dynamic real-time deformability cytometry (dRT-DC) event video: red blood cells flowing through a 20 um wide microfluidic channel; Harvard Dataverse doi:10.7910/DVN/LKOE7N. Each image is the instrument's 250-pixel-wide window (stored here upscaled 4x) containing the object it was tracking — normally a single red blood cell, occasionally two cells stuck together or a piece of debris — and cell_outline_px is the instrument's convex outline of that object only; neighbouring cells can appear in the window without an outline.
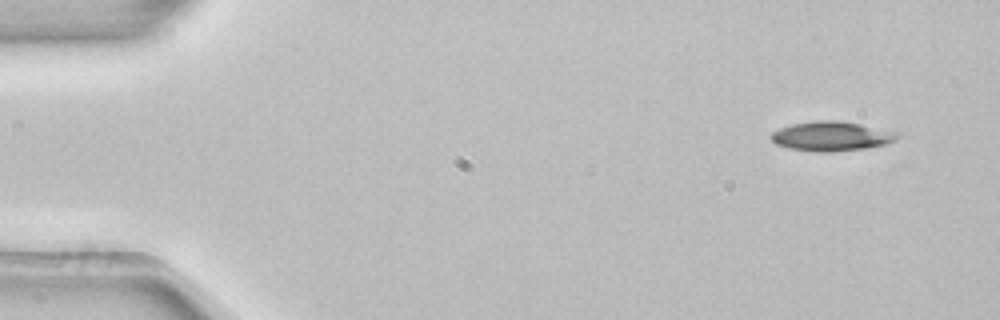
{"species": "common noctule bat (a hibernating species)", "species_latin": "Nyctalus noctula", "temperature_condition": "room temperature", "stored_images_in_passage": 5, "camera_frame_rate_fps": 3000, "um_per_image_px": 0.085, "animal": {"sex": "female", "body_mass_g": 22.7, "forearm_length_mm": 54.2}, "frame": {"image": 1, "passage_image": 1, "time_ms": 0.0, "image_size_px": [1000, 320], "cell_outline_px": [[900, 136], [896, 140], [888, 144], [868, 148], [828, 152], [820, 152], [788, 148], [776, 144], [772, 140], [772, 132], [780, 128], [792, 124], [816, 120], [840, 120], [860, 124], [896, 132]], "centroid_in_image_um": [70.7, 11.58], "position_along_channel_um": 14.3, "area_um2": 21.68}}